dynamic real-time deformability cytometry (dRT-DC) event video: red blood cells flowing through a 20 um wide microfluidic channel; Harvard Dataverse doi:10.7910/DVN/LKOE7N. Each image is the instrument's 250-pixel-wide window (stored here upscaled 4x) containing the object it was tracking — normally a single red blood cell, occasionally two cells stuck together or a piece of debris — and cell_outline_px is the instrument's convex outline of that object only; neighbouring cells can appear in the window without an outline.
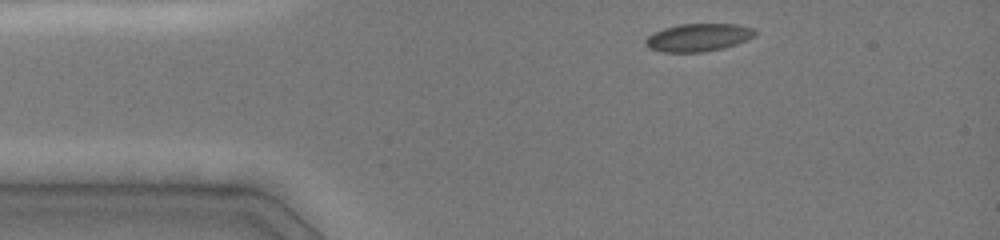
{"species": "common noctule bat (a hibernating species)", "species_latin": "Nyctalus noctula", "temperature_condition": "cold", "stored_images_in_passage": 5, "camera_frame_rate_fps": 3000, "um_per_image_px": 0.085, "animal": {"sex": "female", "body_mass_g": 19.0, "forearm_length_mm": 51.5}, "frame": {"image": 1, "passage_image": 1, "time_ms": 0.0, "image_size_px": [1000, 240], "cell_outline_px": [[756, 36], [736, 44], [724, 48], [704, 52], [660, 52], [648, 48], [644, 44], [644, 40], [648, 36], [664, 28], [680, 24], [736, 24], [752, 28], [756, 32]], "centroid_in_image_um": [59.34, 3.19], "position_along_channel_um": 25.7, "area_um2": 17.8}}
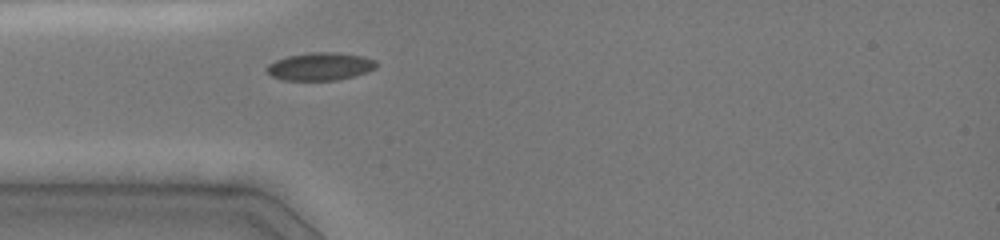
{"frame": {"image": 2, "passage_image": 5, "time_ms": 2.0, "image_size_px": [1000, 240], "cell_outline_px": [[380, 64], [376, 68], [368, 72], [336, 80], [284, 80], [272, 76], [264, 68], [268, 64], [276, 60], [288, 56], [308, 52], [336, 52], [364, 56], [376, 60]], "centroid_in_image_um": [27.25, 5.64], "position_along_channel_um": 57.7, "area_um2": 17.92}}